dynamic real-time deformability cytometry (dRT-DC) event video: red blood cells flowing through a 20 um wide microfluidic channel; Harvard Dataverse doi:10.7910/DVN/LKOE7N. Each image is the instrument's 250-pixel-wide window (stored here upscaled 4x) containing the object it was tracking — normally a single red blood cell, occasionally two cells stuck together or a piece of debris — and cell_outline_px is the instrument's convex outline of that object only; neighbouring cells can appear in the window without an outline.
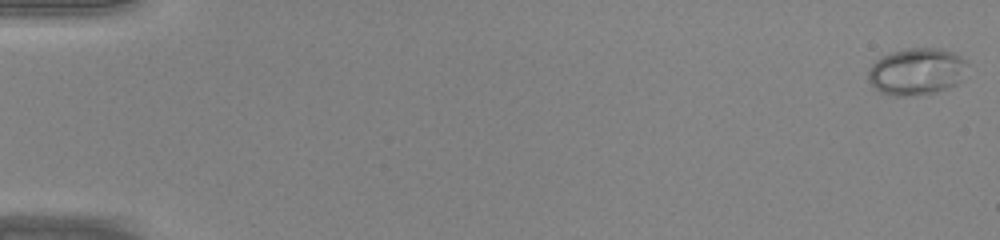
{"species": "common noctule bat (a hibernating species)", "species_latin": "Nyctalus noctula", "temperature_condition": "warm", "stored_images_in_passage": 46, "camera_frame_rate_fps": 3000, "um_per_image_px": 0.085, "animal": {"sex": "male", "body_mass_g": 20.0, "forearm_length_mm": 53.3}, "frame": {"image": 1, "passage_image": 1, "time_ms": 0.0, "image_size_px": [1000, 240], "cell_outline_px": [[968, 64], [960, 80], [956, 84], [948, 88], [936, 92], [908, 96], [888, 96], [872, 88], [868, 80], [868, 68], [880, 56], [892, 52], [908, 48], [940, 48], [952, 52], [968, 60]], "centroid_in_image_um": [77.87, 6.08], "position_along_channel_um": 7.1, "area_um2": 27.51}}
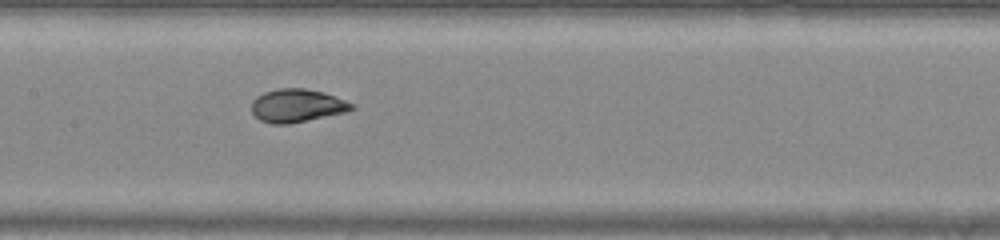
{"frame": {"image": 2, "passage_image": 24, "time_ms": 7.667, "image_size_px": [1000, 240], "cell_outline_px": [[356, 108], [344, 112], [288, 124], [272, 124], [260, 120], [252, 112], [252, 100], [256, 96], [264, 92], [276, 88], [304, 88], [324, 92], [356, 104]], "centroid_in_image_um": [25.24, 8.96], "position_along_channel_um": 182.2, "area_um2": 19.36}}
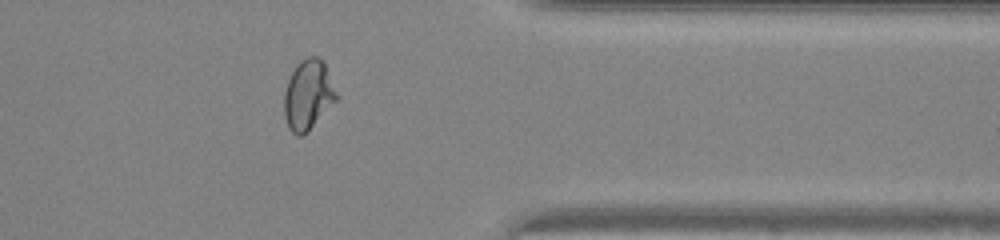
{"frame": {"image": 3, "passage_image": 38, "time_ms": 12.333, "image_size_px": [1000, 240], "cell_outline_px": [[336, 100], [300, 136], [296, 136], [288, 128], [284, 116], [284, 92], [288, 80], [296, 64], [300, 60], [308, 56], [316, 56], [324, 64], [336, 92]], "centroid_in_image_um": [26.13, 8.03], "position_along_channel_um": 385.3, "area_um2": 20.52}}